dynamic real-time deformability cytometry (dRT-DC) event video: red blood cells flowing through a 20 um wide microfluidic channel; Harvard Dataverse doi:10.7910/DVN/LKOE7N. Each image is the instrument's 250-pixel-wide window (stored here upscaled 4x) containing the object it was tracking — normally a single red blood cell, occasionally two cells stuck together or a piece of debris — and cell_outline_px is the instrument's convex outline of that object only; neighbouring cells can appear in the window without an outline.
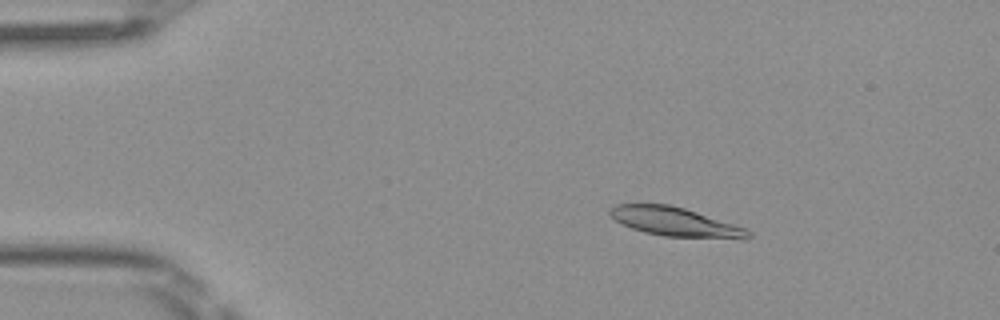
{"species": "Egyptian fruit bat (a non-hibernating species)", "species_latin": "Rousettus aegyptiacus", "temperature_condition": "room temperature", "stored_images_in_passage": 47, "camera_frame_rate_fps": 3000, "um_per_image_px": 0.085, "frame": {"image": 1, "passage_image": 5, "time_ms": 1.333, "image_size_px": [1000, 320], "cell_outline_px": [[752, 236], [748, 240], [740, 240], [664, 236], [644, 232], [632, 228], [616, 220], [608, 212], [616, 204], [668, 204], [684, 208], [748, 228], [752, 232]], "centroid_in_image_um": [57.54, 18.89], "position_along_channel_um": 27.5, "area_um2": 23.64}}
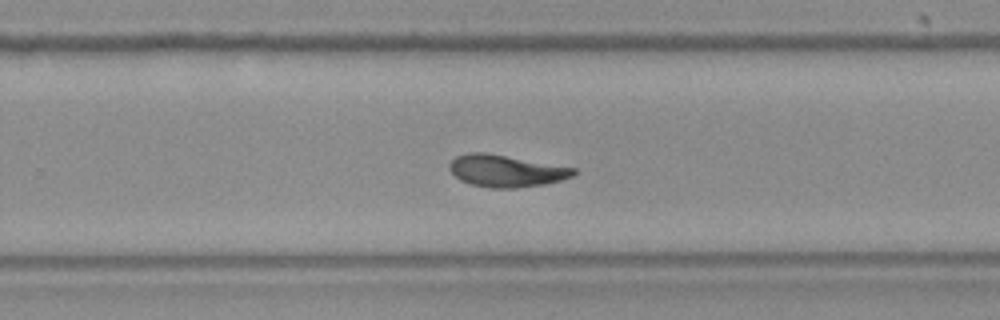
{"frame": {"image": 2, "passage_image": 29, "time_ms": 9.333, "image_size_px": [1000, 320], "cell_outline_px": [[576, 172], [572, 176], [560, 180], [544, 184], [516, 188], [488, 188], [468, 184], [460, 180], [448, 168], [448, 164], [456, 156], [468, 152], [484, 152], [576, 168]], "centroid_in_image_um": [42.96, 14.53], "position_along_channel_um": 286.8, "area_um2": 23.12}}
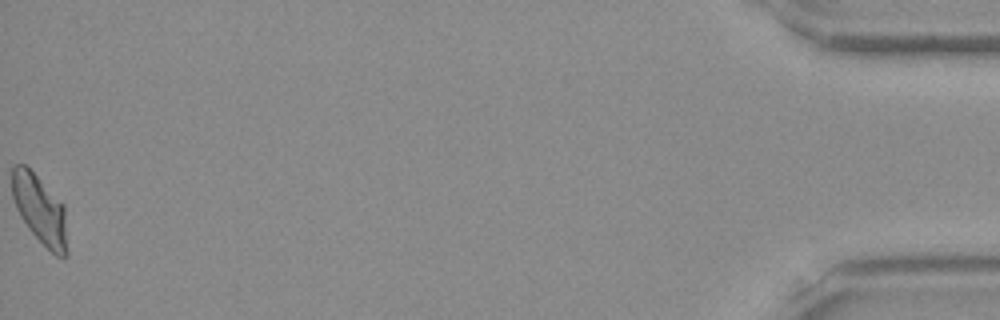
{"frame": {"image": 3, "passage_image": 47, "time_ms": 15.333, "image_size_px": [1000, 320], "cell_outline_px": [[68, 256], [56, 256], [28, 228], [20, 216], [16, 208], [12, 196], [12, 168], [16, 164], [24, 164], [64, 204], [68, 252]], "centroid_in_image_um": [3.4, 17.83], "position_along_channel_um": 431.8, "area_um2": 21.91}, "authors_computed_cell_mechanics": {"area_um2": 23.12, "velocity_mm_per_s": 4.0516, "shape_relaxation_time_tau1_ms": 7.9067, "shape_relaxation_time_tau2_ms": 2.4832, "deformation_change_tau1": 0.2593, "deformation_change_tau2": 0.0924}}